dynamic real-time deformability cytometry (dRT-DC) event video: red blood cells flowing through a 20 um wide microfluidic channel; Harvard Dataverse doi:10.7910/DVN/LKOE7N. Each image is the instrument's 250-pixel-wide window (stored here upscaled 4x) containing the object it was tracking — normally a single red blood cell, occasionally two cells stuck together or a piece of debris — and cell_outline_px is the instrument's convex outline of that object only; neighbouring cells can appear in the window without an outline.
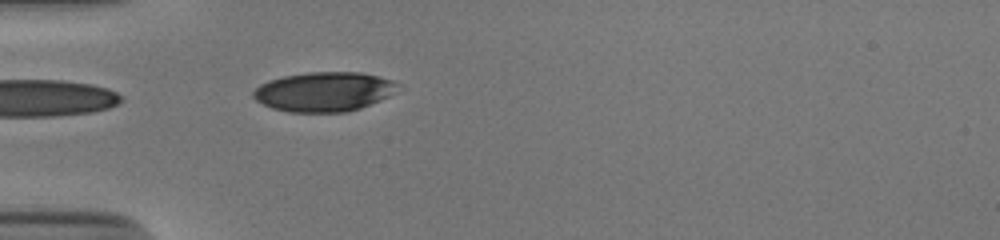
{"species": "human", "species_latin": "Homo sapiens", "temperature_condition": "cold", "stored_images_in_passage": 35, "camera_frame_rate_fps": 3000, "um_per_image_px": 0.085, "donor": {"sex": "male"}, "frame": {"image": 1, "passage_image": 1, "time_ms": 0.0, "image_size_px": [1000, 240], "cell_outline_px": [[392, 84], [388, 96], [380, 100], [360, 108], [348, 112], [288, 112], [272, 108], [256, 100], [252, 96], [252, 92], [260, 84], [268, 80], [284, 76], [308, 72], [360, 72], [392, 80]], "centroid_in_image_um": [27.42, 7.8], "position_along_channel_um": 57.6, "area_um2": 32.66}}
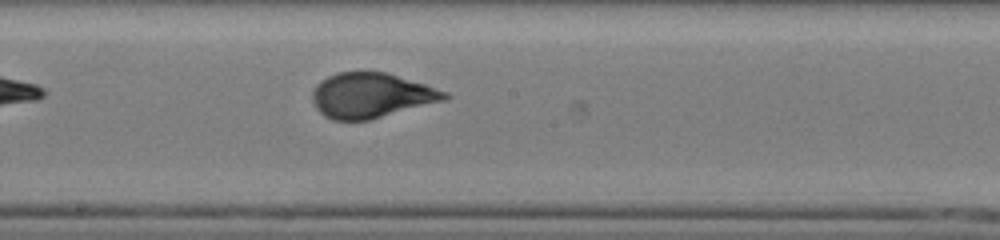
{"frame": {"image": 2, "passage_image": 14, "time_ms": 4.333, "image_size_px": [1000, 240], "cell_outline_px": [[452, 96], [444, 100], [368, 120], [332, 120], [324, 116], [316, 108], [312, 100], [312, 88], [320, 80], [328, 76], [340, 72], [388, 72], [448, 92]], "centroid_in_image_um": [31.52, 8.1], "position_along_channel_um": 216.7, "area_um2": 34.56}}
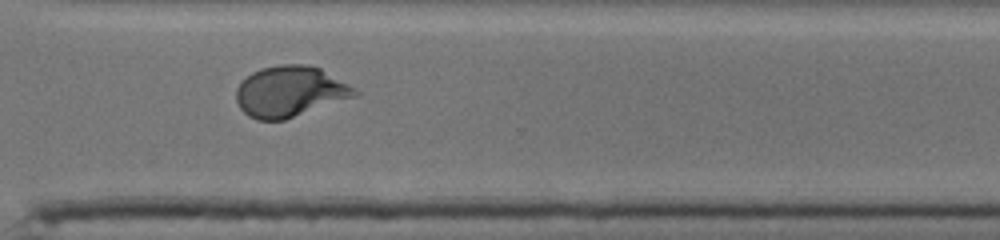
{"frame": {"image": 3, "passage_image": 24, "time_ms": 7.667, "image_size_px": [1000, 240], "cell_outline_px": [[360, 96], [284, 120], [256, 120], [248, 116], [240, 108], [236, 100], [236, 88], [252, 72], [260, 68], [280, 64], [304, 64], [320, 68], [356, 88], [360, 92]], "centroid_in_image_um": [24.69, 7.79], "position_along_channel_um": 345.9, "area_um2": 35.43}, "authors_computed_cell_mechanics": {"area_um2": 34.5644, "velocity_mm_per_s": 3.8724, "shape_relaxation_time_tau1_ms": 3.8303, "shape_relaxation_time_tau2_ms": null, "deformation_change_tau1": 0.1787, "deformation_change_tau2": null}}